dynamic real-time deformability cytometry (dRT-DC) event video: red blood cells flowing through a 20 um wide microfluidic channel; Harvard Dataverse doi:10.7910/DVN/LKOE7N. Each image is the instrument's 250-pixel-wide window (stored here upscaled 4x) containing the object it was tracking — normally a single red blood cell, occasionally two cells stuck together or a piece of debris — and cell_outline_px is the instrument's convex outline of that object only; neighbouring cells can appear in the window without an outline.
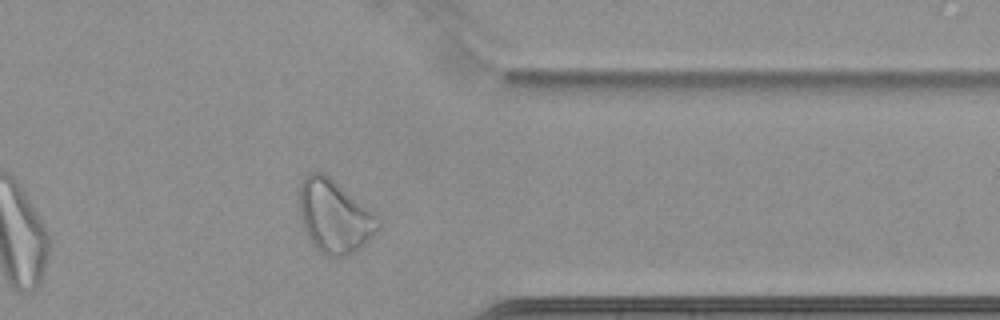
{"species": "common noctule bat (a hibernating species)", "species_latin": "Nyctalus noctula", "temperature_condition": "cold", "stored_images_in_passage": 46, "camera_frame_rate_fps": 3000, "um_per_image_px": 0.085, "animal": {"sex": "female", "body_mass_g": 22.7, "forearm_length_mm": 54.2}, "frame": {"image": 1, "passage_image": 40, "time_ms": 13.0, "image_size_px": [1000, 320], "cell_outline_px": [[380, 228], [360, 248], [348, 256], [328, 256], [320, 252], [312, 244], [304, 228], [296, 208], [296, 188], [304, 176], [308, 172], [324, 172], [376, 216], [380, 224]], "centroid_in_image_um": [28.32, 18.36], "position_along_channel_um": 383.1, "area_um2": 33.81}, "authors_computed_cell_mechanics": {"area_um2": 29.7092, "velocity_mm_per_s": 3.435, "shape_relaxation_time_tau1_ms": null, "shape_relaxation_time_tau2_ms": 3.678, "deformation_change_tau1": null, "deformation_change_tau2": 0.1036}}